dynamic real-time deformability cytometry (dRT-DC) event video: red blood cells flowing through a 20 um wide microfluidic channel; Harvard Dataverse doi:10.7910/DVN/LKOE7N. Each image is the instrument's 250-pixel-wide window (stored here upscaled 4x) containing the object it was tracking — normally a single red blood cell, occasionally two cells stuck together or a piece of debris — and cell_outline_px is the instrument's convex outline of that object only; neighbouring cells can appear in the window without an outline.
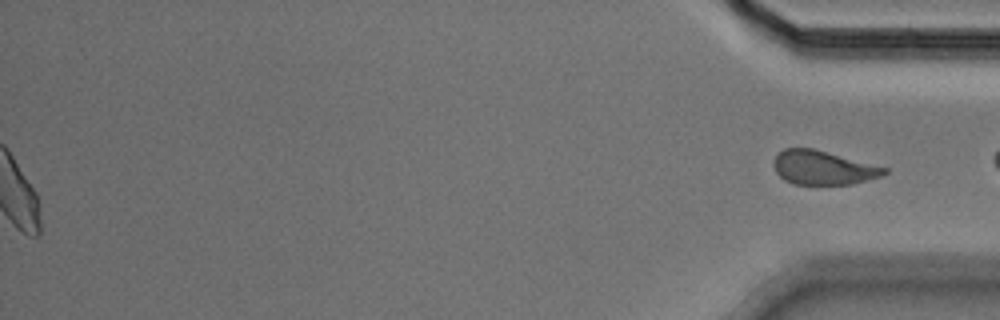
{"species": "Egyptian fruit bat (a non-hibernating species)", "species_latin": "Rousettus aegyptiacus", "temperature_condition": "cold", "stored_images_in_passage": 43, "segment_of_instrument_passage": [2, 2], "camera_frame_rate_fps": 3000, "um_per_image_px": 0.085, "animal": {"sex": "male"}, "frame": {"image": 1, "passage_image": 43, "time_ms": 14.0, "image_size_px": [1000, 320], "cell_outline_px": [[888, 172], [880, 176], [852, 184], [792, 184], [784, 180], [776, 172], [772, 164], [776, 156], [784, 148], [812, 148], [888, 168]], "centroid_in_image_um": [69.93, 14.26], "position_along_channel_um": 365.3, "area_um2": 21.68}}